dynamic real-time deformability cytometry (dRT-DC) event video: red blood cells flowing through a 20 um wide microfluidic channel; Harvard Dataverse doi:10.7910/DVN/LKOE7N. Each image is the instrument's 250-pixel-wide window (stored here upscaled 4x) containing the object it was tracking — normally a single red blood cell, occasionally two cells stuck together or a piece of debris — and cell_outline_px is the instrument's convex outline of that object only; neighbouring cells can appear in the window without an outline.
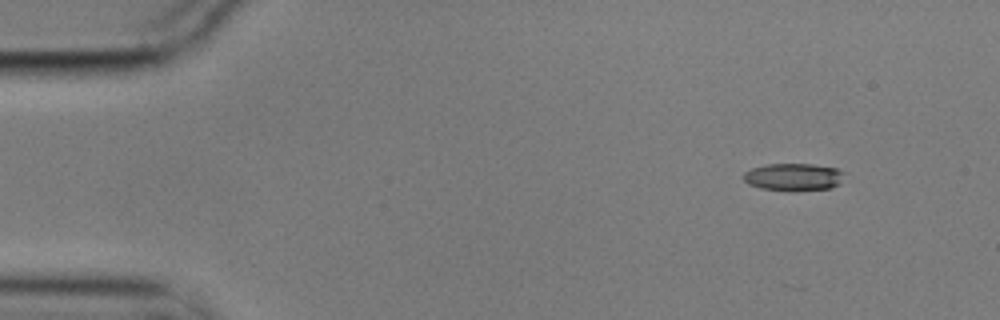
{"species": "common noctule bat (a hibernating species)", "species_latin": "Nyctalus noctula", "temperature_condition": "cold", "stored_images_in_passage": 4, "camera_frame_rate_fps": 3000, "um_per_image_px": 0.085, "animal": {"sex": "male", "body_mass_g": 17.9}, "frame": {"image": 1, "passage_image": 1, "time_ms": 0.0, "image_size_px": [1000, 320], "cell_outline_px": [[844, 172], [840, 184], [832, 188], [760, 188], [748, 184], [744, 180], [744, 172], [752, 168], [768, 164], [812, 164], [836, 168]], "centroid_in_image_um": [67.45, 14.99], "position_along_channel_um": 17.5, "area_um2": 15.32}}
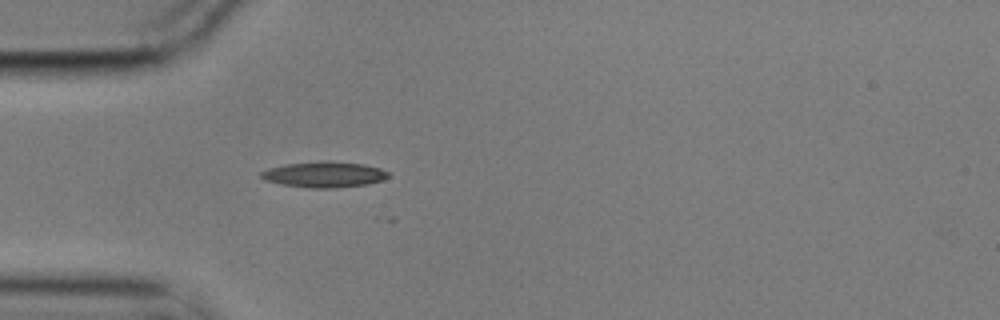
{"frame": {"image": 2, "passage_image": 4, "time_ms": 1.0, "image_size_px": [1000, 320], "cell_outline_px": [[392, 176], [384, 180], [368, 184], [336, 188], [308, 188], [280, 184], [264, 180], [260, 176], [260, 172], [268, 168], [288, 164], [328, 160], [364, 164], [380, 168], [388, 172]], "centroid_in_image_um": [27.59, 14.83], "position_along_channel_um": 57.4, "area_um2": 19.36}}